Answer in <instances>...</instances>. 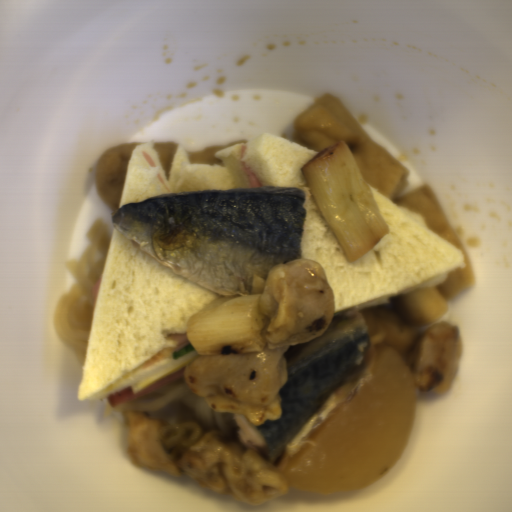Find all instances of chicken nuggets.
<instances>
[{
    "label": "chicken nuggets",
    "instance_id": "90cb4de2",
    "mask_svg": "<svg viewBox=\"0 0 512 512\" xmlns=\"http://www.w3.org/2000/svg\"><path fill=\"white\" fill-rule=\"evenodd\" d=\"M267 317L262 351L195 355L183 369L187 389L211 411L243 414L250 425L280 420V389L289 380V346L322 336L334 320L333 288L320 262L295 259L269 270L256 303Z\"/></svg>",
    "mask_w": 512,
    "mask_h": 512
},
{
    "label": "chicken nuggets",
    "instance_id": "f4ed5422",
    "mask_svg": "<svg viewBox=\"0 0 512 512\" xmlns=\"http://www.w3.org/2000/svg\"><path fill=\"white\" fill-rule=\"evenodd\" d=\"M127 427L125 453L133 465L180 477L235 501L260 505L290 491L283 470L251 448L242 451L220 429H207L195 421L170 424L147 413L119 411Z\"/></svg>",
    "mask_w": 512,
    "mask_h": 512
},
{
    "label": "chicken nuggets",
    "instance_id": "cc037f56",
    "mask_svg": "<svg viewBox=\"0 0 512 512\" xmlns=\"http://www.w3.org/2000/svg\"><path fill=\"white\" fill-rule=\"evenodd\" d=\"M463 352L462 332L451 322L438 321L422 332L406 358L418 392L446 394Z\"/></svg>",
    "mask_w": 512,
    "mask_h": 512
}]
</instances>
